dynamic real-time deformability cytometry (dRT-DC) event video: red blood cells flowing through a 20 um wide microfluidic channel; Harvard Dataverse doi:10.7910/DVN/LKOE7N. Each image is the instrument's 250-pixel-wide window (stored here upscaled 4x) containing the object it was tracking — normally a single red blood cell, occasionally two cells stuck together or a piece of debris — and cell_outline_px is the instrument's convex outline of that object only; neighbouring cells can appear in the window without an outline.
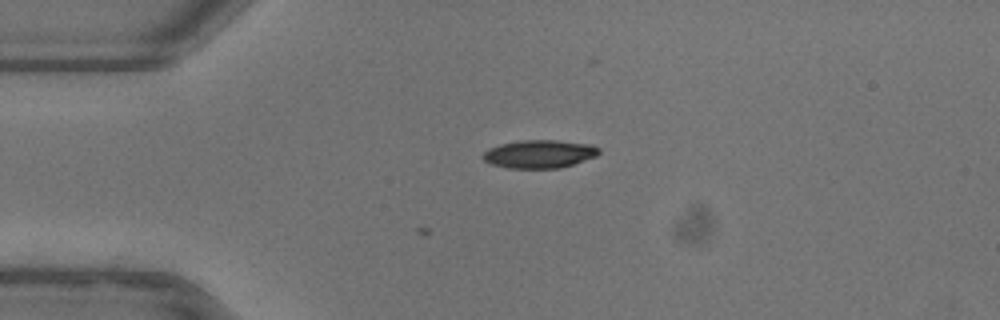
{"species": "common noctule bat (a hibernating species)", "species_latin": "Nyctalus noctula", "temperature_condition": "warm", "stored_images_in_passage": 5, "camera_frame_rate_fps": 3000, "um_per_image_px": 0.085, "animal": {"sex": "female"}, "frame": {"image": 1, "passage_image": 1, "time_ms": 0.0, "image_size_px": [1000, 320], "cell_outline_px": [[600, 152], [596, 156], [560, 168], [508, 168], [492, 164], [484, 160], [480, 156], [488, 148], [500, 144], [520, 140], [556, 140], [592, 144], [600, 148]], "centroid_in_image_um": [45.83, 13.08], "position_along_channel_um": 39.2, "area_um2": 19.07}}